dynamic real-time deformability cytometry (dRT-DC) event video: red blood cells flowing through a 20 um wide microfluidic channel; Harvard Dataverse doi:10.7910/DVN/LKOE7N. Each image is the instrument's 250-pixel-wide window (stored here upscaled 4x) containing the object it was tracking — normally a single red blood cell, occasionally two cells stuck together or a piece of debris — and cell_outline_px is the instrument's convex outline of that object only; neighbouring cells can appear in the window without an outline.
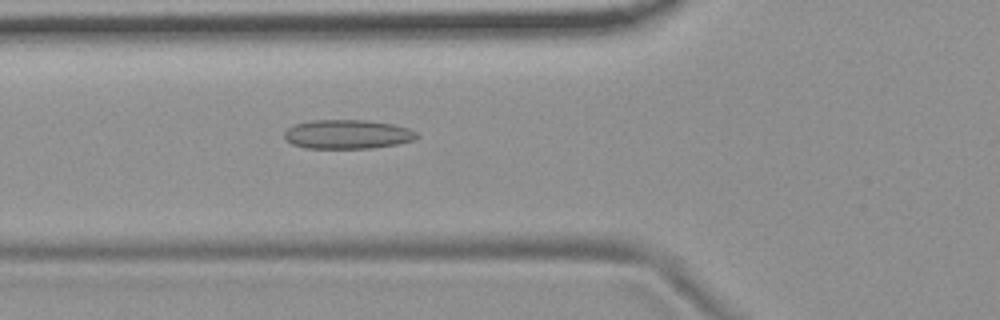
{"species": "common noctule bat (a hibernating species)", "species_latin": "Nyctalus noctula", "temperature_condition": "room temperature", "stored_images_in_passage": 6, "camera_frame_rate_fps": 3000, "um_per_image_px": 0.085, "animal": {"sex": "female", "body_mass_g": 19.9}, "frame": {"image": 1, "passage_image": 6, "time_ms": 5.667, "image_size_px": [1000, 320], "cell_outline_px": [[420, 136], [412, 140], [396, 144], [372, 148], [304, 148], [292, 144], [284, 140], [284, 132], [288, 128], [296, 124], [312, 120], [368, 120], [392, 124], [408, 128], [416, 132]], "centroid_in_image_um": [29.51, 11.41], "position_along_channel_um": 96.3, "area_um2": 22.48}}